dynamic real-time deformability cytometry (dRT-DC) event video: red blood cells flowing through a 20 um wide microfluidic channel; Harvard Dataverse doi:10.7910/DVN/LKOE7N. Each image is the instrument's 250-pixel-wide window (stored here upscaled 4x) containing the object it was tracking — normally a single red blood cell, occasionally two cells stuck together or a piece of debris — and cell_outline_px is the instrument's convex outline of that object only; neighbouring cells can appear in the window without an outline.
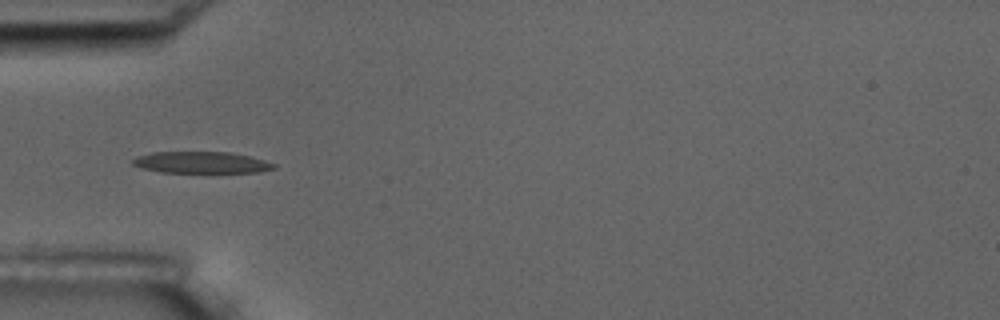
{"species": "common noctule bat (a hibernating species)", "species_latin": "Nyctalus noctula", "temperature_condition": "room temperature", "stored_images_in_passage": 15, "camera_frame_rate_fps": 3000, "um_per_image_px": 0.085, "animal": {"sex": "male", "body_mass_g": 17.5, "forearm_length_mm": 52.3}, "frame": {"image": 1, "passage_image": 5, "time_ms": 5.333, "image_size_px": [1000, 320], "cell_outline_px": [[276, 168], [260, 172], [160, 172], [140, 168], [132, 164], [132, 160], [136, 156], [152, 152], [228, 152], [248, 156], [264, 160], [276, 164]], "centroid_in_image_um": [17.08, 13.81], "position_along_channel_um": 67.9, "area_um2": 17.69}}
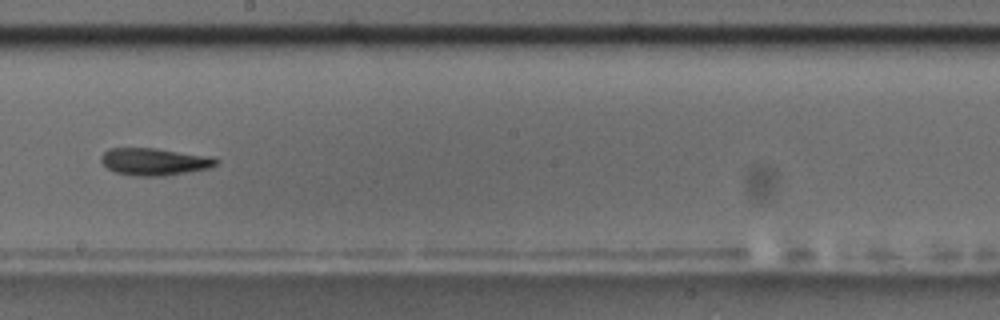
{"frame": {"image": 2, "passage_image": 9, "time_ms": 10.0, "image_size_px": [1000, 320], "cell_outline_px": [[220, 160], [216, 164], [208, 168], [164, 176], [136, 176], [116, 172], [108, 168], [100, 160], [100, 156], [108, 148], [156, 148], [212, 156]], "centroid_in_image_um": [13.12, 13.73], "position_along_channel_um": 235.1, "area_um2": 18.26}, "authors_computed_cell_mechanics": {"area_um2": 18.2648, "velocity_mm_per_s": 3.6005, "shape_relaxation_time_tau1_ms": 6.7451, "shape_relaxation_time_tau2_ms": 6.1694, "deformation_change_tau1": 0.1328, "deformation_change_tau2": 0.1012}}